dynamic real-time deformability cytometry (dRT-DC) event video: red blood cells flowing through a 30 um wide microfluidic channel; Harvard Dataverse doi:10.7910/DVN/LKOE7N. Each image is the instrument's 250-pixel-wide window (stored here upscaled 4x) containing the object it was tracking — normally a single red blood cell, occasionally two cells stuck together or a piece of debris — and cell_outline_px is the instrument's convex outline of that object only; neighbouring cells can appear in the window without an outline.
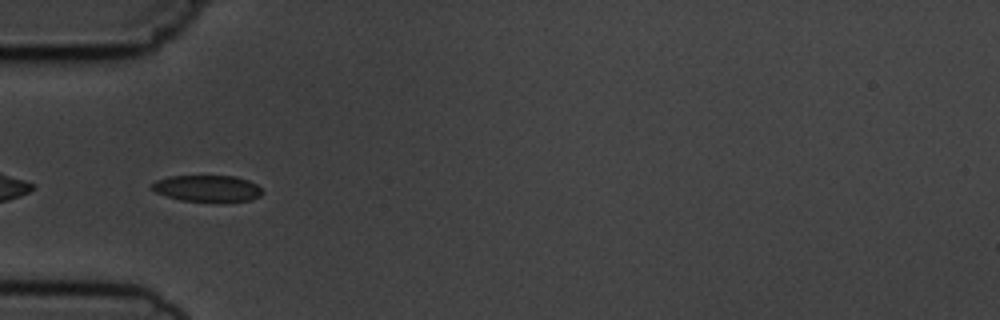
{"species": "common noctule bat (a hibernating species)", "species_latin": "Nyctalus noctula", "temperature_condition": "cold", "stored_images_in_passage": 9, "camera_frame_rate_fps": 3000, "um_per_image_px": 0.085, "animal": {"sex": "male", "body_mass_g": 19.5, "forearm_length_mm": 54.6}, "frame": {"image": 1, "passage_image": 4, "time_ms": 4.333, "image_size_px": [1000, 320], "cell_outline_px": [[264, 192], [260, 196], [252, 200], [220, 204], [180, 200], [156, 192], [148, 184], [156, 180], [168, 176], [236, 176], [248, 180], [256, 184]], "centroid_in_image_um": [17.65, 16.05], "position_along_channel_um": 67.3, "area_um2": 17.74}}
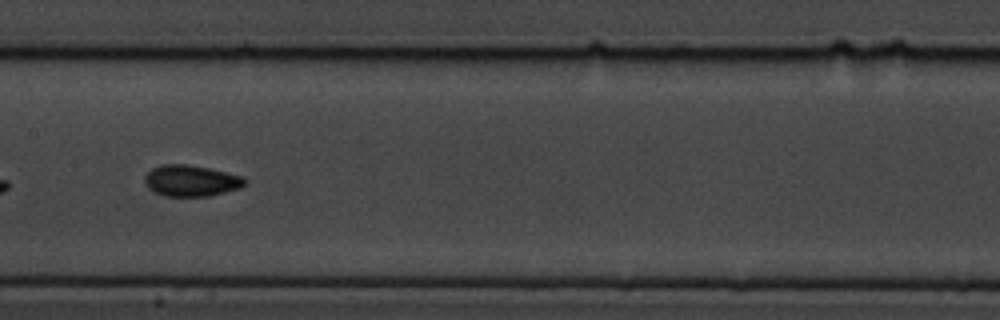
{"frame": {"image": 2, "passage_image": 7, "time_ms": 7.667, "image_size_px": [1000, 320], "cell_outline_px": [[248, 180], [240, 188], [208, 196], [164, 196], [148, 188], [144, 184], [144, 176], [152, 168], [160, 164], [188, 164], [208, 168], [244, 176]], "centroid_in_image_um": [16.23, 15.35], "position_along_channel_um": 191.2, "area_um2": 18.32}}
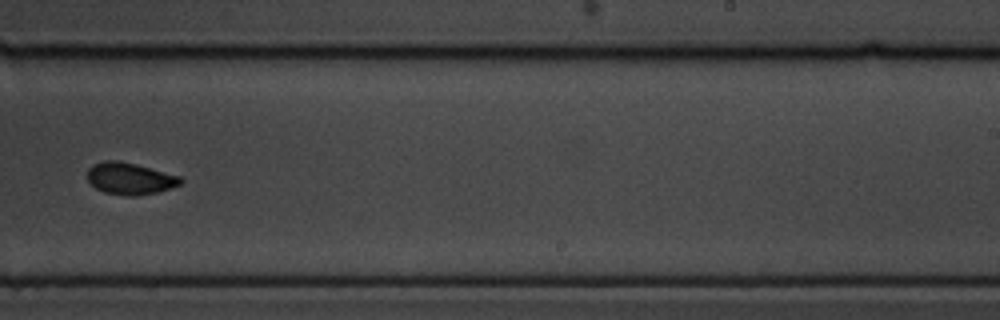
{"frame": {"image": 3, "passage_image": 9, "time_ms": 10.0, "image_size_px": [1000, 320], "cell_outline_px": [[184, 180], [180, 184], [172, 188], [156, 192], [136, 196], [128, 196], [104, 192], [96, 188], [88, 180], [88, 168], [92, 164], [104, 160], [116, 160], [136, 164], [180, 176]], "centroid_in_image_um": [11.04, 15.17], "position_along_channel_um": 278.0, "area_um2": 17.28}}